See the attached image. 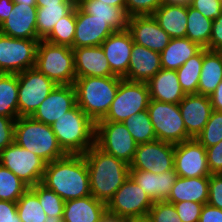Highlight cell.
<instances>
[{
	"label": "cell",
	"instance_id": "46",
	"mask_svg": "<svg viewBox=\"0 0 222 222\" xmlns=\"http://www.w3.org/2000/svg\"><path fill=\"white\" fill-rule=\"evenodd\" d=\"M208 204L222 209V174H211L209 176Z\"/></svg>",
	"mask_w": 222,
	"mask_h": 222
},
{
	"label": "cell",
	"instance_id": "50",
	"mask_svg": "<svg viewBox=\"0 0 222 222\" xmlns=\"http://www.w3.org/2000/svg\"><path fill=\"white\" fill-rule=\"evenodd\" d=\"M209 50L222 51V14L212 22Z\"/></svg>",
	"mask_w": 222,
	"mask_h": 222
},
{
	"label": "cell",
	"instance_id": "54",
	"mask_svg": "<svg viewBox=\"0 0 222 222\" xmlns=\"http://www.w3.org/2000/svg\"><path fill=\"white\" fill-rule=\"evenodd\" d=\"M52 4H76L72 0H36L37 7H43Z\"/></svg>",
	"mask_w": 222,
	"mask_h": 222
},
{
	"label": "cell",
	"instance_id": "37",
	"mask_svg": "<svg viewBox=\"0 0 222 222\" xmlns=\"http://www.w3.org/2000/svg\"><path fill=\"white\" fill-rule=\"evenodd\" d=\"M76 32V6L62 19L53 30L43 39L49 43L72 48Z\"/></svg>",
	"mask_w": 222,
	"mask_h": 222
},
{
	"label": "cell",
	"instance_id": "42",
	"mask_svg": "<svg viewBox=\"0 0 222 222\" xmlns=\"http://www.w3.org/2000/svg\"><path fill=\"white\" fill-rule=\"evenodd\" d=\"M151 222H182L173 204L166 201H155L148 212Z\"/></svg>",
	"mask_w": 222,
	"mask_h": 222
},
{
	"label": "cell",
	"instance_id": "38",
	"mask_svg": "<svg viewBox=\"0 0 222 222\" xmlns=\"http://www.w3.org/2000/svg\"><path fill=\"white\" fill-rule=\"evenodd\" d=\"M17 214L22 222H44L47 214L38 197L28 189L16 202Z\"/></svg>",
	"mask_w": 222,
	"mask_h": 222
},
{
	"label": "cell",
	"instance_id": "9",
	"mask_svg": "<svg viewBox=\"0 0 222 222\" xmlns=\"http://www.w3.org/2000/svg\"><path fill=\"white\" fill-rule=\"evenodd\" d=\"M18 77V117H30L56 85L35 67L29 68Z\"/></svg>",
	"mask_w": 222,
	"mask_h": 222
},
{
	"label": "cell",
	"instance_id": "28",
	"mask_svg": "<svg viewBox=\"0 0 222 222\" xmlns=\"http://www.w3.org/2000/svg\"><path fill=\"white\" fill-rule=\"evenodd\" d=\"M77 5L87 14L106 20L115 31L128 29L130 15L126 8L110 6L100 0H79Z\"/></svg>",
	"mask_w": 222,
	"mask_h": 222
},
{
	"label": "cell",
	"instance_id": "24",
	"mask_svg": "<svg viewBox=\"0 0 222 222\" xmlns=\"http://www.w3.org/2000/svg\"><path fill=\"white\" fill-rule=\"evenodd\" d=\"M130 176L153 202L166 201L178 177L174 169L159 174L143 170H130Z\"/></svg>",
	"mask_w": 222,
	"mask_h": 222
},
{
	"label": "cell",
	"instance_id": "6",
	"mask_svg": "<svg viewBox=\"0 0 222 222\" xmlns=\"http://www.w3.org/2000/svg\"><path fill=\"white\" fill-rule=\"evenodd\" d=\"M35 68L56 85H74L76 74L72 48L40 40Z\"/></svg>",
	"mask_w": 222,
	"mask_h": 222
},
{
	"label": "cell",
	"instance_id": "16",
	"mask_svg": "<svg viewBox=\"0 0 222 222\" xmlns=\"http://www.w3.org/2000/svg\"><path fill=\"white\" fill-rule=\"evenodd\" d=\"M127 30L134 43L158 53H161L171 40V37L159 26L153 15L131 16Z\"/></svg>",
	"mask_w": 222,
	"mask_h": 222
},
{
	"label": "cell",
	"instance_id": "2",
	"mask_svg": "<svg viewBox=\"0 0 222 222\" xmlns=\"http://www.w3.org/2000/svg\"><path fill=\"white\" fill-rule=\"evenodd\" d=\"M83 156L88 167L91 195L107 204L130 176L129 164L103 152L95 144Z\"/></svg>",
	"mask_w": 222,
	"mask_h": 222
},
{
	"label": "cell",
	"instance_id": "52",
	"mask_svg": "<svg viewBox=\"0 0 222 222\" xmlns=\"http://www.w3.org/2000/svg\"><path fill=\"white\" fill-rule=\"evenodd\" d=\"M213 110L222 111V81L209 96Z\"/></svg>",
	"mask_w": 222,
	"mask_h": 222
},
{
	"label": "cell",
	"instance_id": "49",
	"mask_svg": "<svg viewBox=\"0 0 222 222\" xmlns=\"http://www.w3.org/2000/svg\"><path fill=\"white\" fill-rule=\"evenodd\" d=\"M0 222H22L17 214L16 202L0 200Z\"/></svg>",
	"mask_w": 222,
	"mask_h": 222
},
{
	"label": "cell",
	"instance_id": "31",
	"mask_svg": "<svg viewBox=\"0 0 222 222\" xmlns=\"http://www.w3.org/2000/svg\"><path fill=\"white\" fill-rule=\"evenodd\" d=\"M222 81V51L204 48L198 94L210 96Z\"/></svg>",
	"mask_w": 222,
	"mask_h": 222
},
{
	"label": "cell",
	"instance_id": "32",
	"mask_svg": "<svg viewBox=\"0 0 222 222\" xmlns=\"http://www.w3.org/2000/svg\"><path fill=\"white\" fill-rule=\"evenodd\" d=\"M17 74L0 73V116L18 118Z\"/></svg>",
	"mask_w": 222,
	"mask_h": 222
},
{
	"label": "cell",
	"instance_id": "35",
	"mask_svg": "<svg viewBox=\"0 0 222 222\" xmlns=\"http://www.w3.org/2000/svg\"><path fill=\"white\" fill-rule=\"evenodd\" d=\"M204 48L176 70L185 95L198 94V83L203 65Z\"/></svg>",
	"mask_w": 222,
	"mask_h": 222
},
{
	"label": "cell",
	"instance_id": "4",
	"mask_svg": "<svg viewBox=\"0 0 222 222\" xmlns=\"http://www.w3.org/2000/svg\"><path fill=\"white\" fill-rule=\"evenodd\" d=\"M121 79L118 76L76 78L74 87L77 105L95 123L103 119L111 107Z\"/></svg>",
	"mask_w": 222,
	"mask_h": 222
},
{
	"label": "cell",
	"instance_id": "7",
	"mask_svg": "<svg viewBox=\"0 0 222 222\" xmlns=\"http://www.w3.org/2000/svg\"><path fill=\"white\" fill-rule=\"evenodd\" d=\"M147 110L156 140L175 145L191 139L187 134L179 104L150 100Z\"/></svg>",
	"mask_w": 222,
	"mask_h": 222
},
{
	"label": "cell",
	"instance_id": "19",
	"mask_svg": "<svg viewBox=\"0 0 222 222\" xmlns=\"http://www.w3.org/2000/svg\"><path fill=\"white\" fill-rule=\"evenodd\" d=\"M133 39L128 30L115 31L101 44L112 73L124 78L128 72Z\"/></svg>",
	"mask_w": 222,
	"mask_h": 222
},
{
	"label": "cell",
	"instance_id": "55",
	"mask_svg": "<svg viewBox=\"0 0 222 222\" xmlns=\"http://www.w3.org/2000/svg\"><path fill=\"white\" fill-rule=\"evenodd\" d=\"M100 222H129V219L126 220L122 217H118L106 212V214L101 218Z\"/></svg>",
	"mask_w": 222,
	"mask_h": 222
},
{
	"label": "cell",
	"instance_id": "22",
	"mask_svg": "<svg viewBox=\"0 0 222 222\" xmlns=\"http://www.w3.org/2000/svg\"><path fill=\"white\" fill-rule=\"evenodd\" d=\"M76 78L115 76L100 46L72 49Z\"/></svg>",
	"mask_w": 222,
	"mask_h": 222
},
{
	"label": "cell",
	"instance_id": "13",
	"mask_svg": "<svg viewBox=\"0 0 222 222\" xmlns=\"http://www.w3.org/2000/svg\"><path fill=\"white\" fill-rule=\"evenodd\" d=\"M41 39H18L0 33V73L19 74L35 67Z\"/></svg>",
	"mask_w": 222,
	"mask_h": 222
},
{
	"label": "cell",
	"instance_id": "60",
	"mask_svg": "<svg viewBox=\"0 0 222 222\" xmlns=\"http://www.w3.org/2000/svg\"><path fill=\"white\" fill-rule=\"evenodd\" d=\"M129 222H151L147 217L129 219Z\"/></svg>",
	"mask_w": 222,
	"mask_h": 222
},
{
	"label": "cell",
	"instance_id": "5",
	"mask_svg": "<svg viewBox=\"0 0 222 222\" xmlns=\"http://www.w3.org/2000/svg\"><path fill=\"white\" fill-rule=\"evenodd\" d=\"M14 142L38 155L46 163L67 155L59 145L51 125L38 122L31 116L16 119Z\"/></svg>",
	"mask_w": 222,
	"mask_h": 222
},
{
	"label": "cell",
	"instance_id": "10",
	"mask_svg": "<svg viewBox=\"0 0 222 222\" xmlns=\"http://www.w3.org/2000/svg\"><path fill=\"white\" fill-rule=\"evenodd\" d=\"M95 145L103 152L130 164L138 144L123 122L97 121Z\"/></svg>",
	"mask_w": 222,
	"mask_h": 222
},
{
	"label": "cell",
	"instance_id": "56",
	"mask_svg": "<svg viewBox=\"0 0 222 222\" xmlns=\"http://www.w3.org/2000/svg\"><path fill=\"white\" fill-rule=\"evenodd\" d=\"M110 6L125 8L126 0H100Z\"/></svg>",
	"mask_w": 222,
	"mask_h": 222
},
{
	"label": "cell",
	"instance_id": "58",
	"mask_svg": "<svg viewBox=\"0 0 222 222\" xmlns=\"http://www.w3.org/2000/svg\"><path fill=\"white\" fill-rule=\"evenodd\" d=\"M44 222H63V215L48 216Z\"/></svg>",
	"mask_w": 222,
	"mask_h": 222
},
{
	"label": "cell",
	"instance_id": "44",
	"mask_svg": "<svg viewBox=\"0 0 222 222\" xmlns=\"http://www.w3.org/2000/svg\"><path fill=\"white\" fill-rule=\"evenodd\" d=\"M182 222H199L203 204L193 201H182L173 204Z\"/></svg>",
	"mask_w": 222,
	"mask_h": 222
},
{
	"label": "cell",
	"instance_id": "53",
	"mask_svg": "<svg viewBox=\"0 0 222 222\" xmlns=\"http://www.w3.org/2000/svg\"><path fill=\"white\" fill-rule=\"evenodd\" d=\"M13 8L14 2L12 0H0V25L8 19Z\"/></svg>",
	"mask_w": 222,
	"mask_h": 222
},
{
	"label": "cell",
	"instance_id": "23",
	"mask_svg": "<svg viewBox=\"0 0 222 222\" xmlns=\"http://www.w3.org/2000/svg\"><path fill=\"white\" fill-rule=\"evenodd\" d=\"M161 69L160 53L133 43L128 72L123 79L147 83Z\"/></svg>",
	"mask_w": 222,
	"mask_h": 222
},
{
	"label": "cell",
	"instance_id": "12",
	"mask_svg": "<svg viewBox=\"0 0 222 222\" xmlns=\"http://www.w3.org/2000/svg\"><path fill=\"white\" fill-rule=\"evenodd\" d=\"M0 164L12 171L29 188L41 183L46 166L42 158L16 142L0 152Z\"/></svg>",
	"mask_w": 222,
	"mask_h": 222
},
{
	"label": "cell",
	"instance_id": "15",
	"mask_svg": "<svg viewBox=\"0 0 222 222\" xmlns=\"http://www.w3.org/2000/svg\"><path fill=\"white\" fill-rule=\"evenodd\" d=\"M174 170L179 177L210 176L206 148L195 138L175 144Z\"/></svg>",
	"mask_w": 222,
	"mask_h": 222
},
{
	"label": "cell",
	"instance_id": "1",
	"mask_svg": "<svg viewBox=\"0 0 222 222\" xmlns=\"http://www.w3.org/2000/svg\"><path fill=\"white\" fill-rule=\"evenodd\" d=\"M41 184L64 201L91 195L88 167L83 154H67L46 163Z\"/></svg>",
	"mask_w": 222,
	"mask_h": 222
},
{
	"label": "cell",
	"instance_id": "40",
	"mask_svg": "<svg viewBox=\"0 0 222 222\" xmlns=\"http://www.w3.org/2000/svg\"><path fill=\"white\" fill-rule=\"evenodd\" d=\"M39 199L43 210L48 216L63 215L65 201L54 191L41 183L29 188Z\"/></svg>",
	"mask_w": 222,
	"mask_h": 222
},
{
	"label": "cell",
	"instance_id": "25",
	"mask_svg": "<svg viewBox=\"0 0 222 222\" xmlns=\"http://www.w3.org/2000/svg\"><path fill=\"white\" fill-rule=\"evenodd\" d=\"M150 100L179 104L185 97L175 70L161 69L148 82Z\"/></svg>",
	"mask_w": 222,
	"mask_h": 222
},
{
	"label": "cell",
	"instance_id": "57",
	"mask_svg": "<svg viewBox=\"0 0 222 222\" xmlns=\"http://www.w3.org/2000/svg\"><path fill=\"white\" fill-rule=\"evenodd\" d=\"M163 3L171 4V5H190L191 0H163Z\"/></svg>",
	"mask_w": 222,
	"mask_h": 222
},
{
	"label": "cell",
	"instance_id": "36",
	"mask_svg": "<svg viewBox=\"0 0 222 222\" xmlns=\"http://www.w3.org/2000/svg\"><path fill=\"white\" fill-rule=\"evenodd\" d=\"M123 123L137 144L156 140V134L148 110L133 114L125 119Z\"/></svg>",
	"mask_w": 222,
	"mask_h": 222
},
{
	"label": "cell",
	"instance_id": "39",
	"mask_svg": "<svg viewBox=\"0 0 222 222\" xmlns=\"http://www.w3.org/2000/svg\"><path fill=\"white\" fill-rule=\"evenodd\" d=\"M28 189L12 171L0 164V200L17 202Z\"/></svg>",
	"mask_w": 222,
	"mask_h": 222
},
{
	"label": "cell",
	"instance_id": "45",
	"mask_svg": "<svg viewBox=\"0 0 222 222\" xmlns=\"http://www.w3.org/2000/svg\"><path fill=\"white\" fill-rule=\"evenodd\" d=\"M190 6L212 21L222 14L221 0H191Z\"/></svg>",
	"mask_w": 222,
	"mask_h": 222
},
{
	"label": "cell",
	"instance_id": "8",
	"mask_svg": "<svg viewBox=\"0 0 222 222\" xmlns=\"http://www.w3.org/2000/svg\"><path fill=\"white\" fill-rule=\"evenodd\" d=\"M149 101L147 83L122 78L108 113L99 121L123 122L133 114L147 110Z\"/></svg>",
	"mask_w": 222,
	"mask_h": 222
},
{
	"label": "cell",
	"instance_id": "51",
	"mask_svg": "<svg viewBox=\"0 0 222 222\" xmlns=\"http://www.w3.org/2000/svg\"><path fill=\"white\" fill-rule=\"evenodd\" d=\"M199 222H222V209L208 203L204 204L201 209Z\"/></svg>",
	"mask_w": 222,
	"mask_h": 222
},
{
	"label": "cell",
	"instance_id": "34",
	"mask_svg": "<svg viewBox=\"0 0 222 222\" xmlns=\"http://www.w3.org/2000/svg\"><path fill=\"white\" fill-rule=\"evenodd\" d=\"M75 6L76 4H52L37 7V36L43 40L53 30L56 23Z\"/></svg>",
	"mask_w": 222,
	"mask_h": 222
},
{
	"label": "cell",
	"instance_id": "20",
	"mask_svg": "<svg viewBox=\"0 0 222 222\" xmlns=\"http://www.w3.org/2000/svg\"><path fill=\"white\" fill-rule=\"evenodd\" d=\"M37 6L14 3L8 19L0 25V33L18 39H40L37 36Z\"/></svg>",
	"mask_w": 222,
	"mask_h": 222
},
{
	"label": "cell",
	"instance_id": "41",
	"mask_svg": "<svg viewBox=\"0 0 222 222\" xmlns=\"http://www.w3.org/2000/svg\"><path fill=\"white\" fill-rule=\"evenodd\" d=\"M196 139L205 148L216 145L222 140V111H212L204 129Z\"/></svg>",
	"mask_w": 222,
	"mask_h": 222
},
{
	"label": "cell",
	"instance_id": "18",
	"mask_svg": "<svg viewBox=\"0 0 222 222\" xmlns=\"http://www.w3.org/2000/svg\"><path fill=\"white\" fill-rule=\"evenodd\" d=\"M114 32L115 30L106 23V20L94 18L76 4V32L72 49L100 46Z\"/></svg>",
	"mask_w": 222,
	"mask_h": 222
},
{
	"label": "cell",
	"instance_id": "48",
	"mask_svg": "<svg viewBox=\"0 0 222 222\" xmlns=\"http://www.w3.org/2000/svg\"><path fill=\"white\" fill-rule=\"evenodd\" d=\"M208 167L211 174H222V140L206 148Z\"/></svg>",
	"mask_w": 222,
	"mask_h": 222
},
{
	"label": "cell",
	"instance_id": "3",
	"mask_svg": "<svg viewBox=\"0 0 222 222\" xmlns=\"http://www.w3.org/2000/svg\"><path fill=\"white\" fill-rule=\"evenodd\" d=\"M66 154H84L95 144L96 123L76 105L51 124Z\"/></svg>",
	"mask_w": 222,
	"mask_h": 222
},
{
	"label": "cell",
	"instance_id": "26",
	"mask_svg": "<svg viewBox=\"0 0 222 222\" xmlns=\"http://www.w3.org/2000/svg\"><path fill=\"white\" fill-rule=\"evenodd\" d=\"M106 203L92 195L65 201L63 222H100L106 214Z\"/></svg>",
	"mask_w": 222,
	"mask_h": 222
},
{
	"label": "cell",
	"instance_id": "29",
	"mask_svg": "<svg viewBox=\"0 0 222 222\" xmlns=\"http://www.w3.org/2000/svg\"><path fill=\"white\" fill-rule=\"evenodd\" d=\"M159 26L171 37H186L187 6L163 3L153 14Z\"/></svg>",
	"mask_w": 222,
	"mask_h": 222
},
{
	"label": "cell",
	"instance_id": "43",
	"mask_svg": "<svg viewBox=\"0 0 222 222\" xmlns=\"http://www.w3.org/2000/svg\"><path fill=\"white\" fill-rule=\"evenodd\" d=\"M162 4L163 0H126L125 8L130 16L152 15Z\"/></svg>",
	"mask_w": 222,
	"mask_h": 222
},
{
	"label": "cell",
	"instance_id": "21",
	"mask_svg": "<svg viewBox=\"0 0 222 222\" xmlns=\"http://www.w3.org/2000/svg\"><path fill=\"white\" fill-rule=\"evenodd\" d=\"M179 108L188 136L196 139L204 129L213 111L209 96L185 95L179 103Z\"/></svg>",
	"mask_w": 222,
	"mask_h": 222
},
{
	"label": "cell",
	"instance_id": "14",
	"mask_svg": "<svg viewBox=\"0 0 222 222\" xmlns=\"http://www.w3.org/2000/svg\"><path fill=\"white\" fill-rule=\"evenodd\" d=\"M129 167L157 174L174 169V144L160 140L138 144Z\"/></svg>",
	"mask_w": 222,
	"mask_h": 222
},
{
	"label": "cell",
	"instance_id": "30",
	"mask_svg": "<svg viewBox=\"0 0 222 222\" xmlns=\"http://www.w3.org/2000/svg\"><path fill=\"white\" fill-rule=\"evenodd\" d=\"M201 49L187 37L171 38L168 46L160 53L161 67L176 71Z\"/></svg>",
	"mask_w": 222,
	"mask_h": 222
},
{
	"label": "cell",
	"instance_id": "33",
	"mask_svg": "<svg viewBox=\"0 0 222 222\" xmlns=\"http://www.w3.org/2000/svg\"><path fill=\"white\" fill-rule=\"evenodd\" d=\"M186 37L202 48L209 50L212 20L204 17L198 10L187 6Z\"/></svg>",
	"mask_w": 222,
	"mask_h": 222
},
{
	"label": "cell",
	"instance_id": "27",
	"mask_svg": "<svg viewBox=\"0 0 222 222\" xmlns=\"http://www.w3.org/2000/svg\"><path fill=\"white\" fill-rule=\"evenodd\" d=\"M209 197V176L177 177L166 202L174 204L182 201H193L206 204Z\"/></svg>",
	"mask_w": 222,
	"mask_h": 222
},
{
	"label": "cell",
	"instance_id": "61",
	"mask_svg": "<svg viewBox=\"0 0 222 222\" xmlns=\"http://www.w3.org/2000/svg\"><path fill=\"white\" fill-rule=\"evenodd\" d=\"M72 1H73L74 3H76V4L79 2V0H72Z\"/></svg>",
	"mask_w": 222,
	"mask_h": 222
},
{
	"label": "cell",
	"instance_id": "17",
	"mask_svg": "<svg viewBox=\"0 0 222 222\" xmlns=\"http://www.w3.org/2000/svg\"><path fill=\"white\" fill-rule=\"evenodd\" d=\"M77 105L74 85H58L31 116L34 120L51 125Z\"/></svg>",
	"mask_w": 222,
	"mask_h": 222
},
{
	"label": "cell",
	"instance_id": "47",
	"mask_svg": "<svg viewBox=\"0 0 222 222\" xmlns=\"http://www.w3.org/2000/svg\"><path fill=\"white\" fill-rule=\"evenodd\" d=\"M15 121L13 118L0 116V152L14 142Z\"/></svg>",
	"mask_w": 222,
	"mask_h": 222
},
{
	"label": "cell",
	"instance_id": "11",
	"mask_svg": "<svg viewBox=\"0 0 222 222\" xmlns=\"http://www.w3.org/2000/svg\"><path fill=\"white\" fill-rule=\"evenodd\" d=\"M153 205L151 198L129 176L106 204L107 212L126 220L147 217Z\"/></svg>",
	"mask_w": 222,
	"mask_h": 222
},
{
	"label": "cell",
	"instance_id": "59",
	"mask_svg": "<svg viewBox=\"0 0 222 222\" xmlns=\"http://www.w3.org/2000/svg\"><path fill=\"white\" fill-rule=\"evenodd\" d=\"M14 3L30 4L31 6H36V0H12Z\"/></svg>",
	"mask_w": 222,
	"mask_h": 222
}]
</instances>
